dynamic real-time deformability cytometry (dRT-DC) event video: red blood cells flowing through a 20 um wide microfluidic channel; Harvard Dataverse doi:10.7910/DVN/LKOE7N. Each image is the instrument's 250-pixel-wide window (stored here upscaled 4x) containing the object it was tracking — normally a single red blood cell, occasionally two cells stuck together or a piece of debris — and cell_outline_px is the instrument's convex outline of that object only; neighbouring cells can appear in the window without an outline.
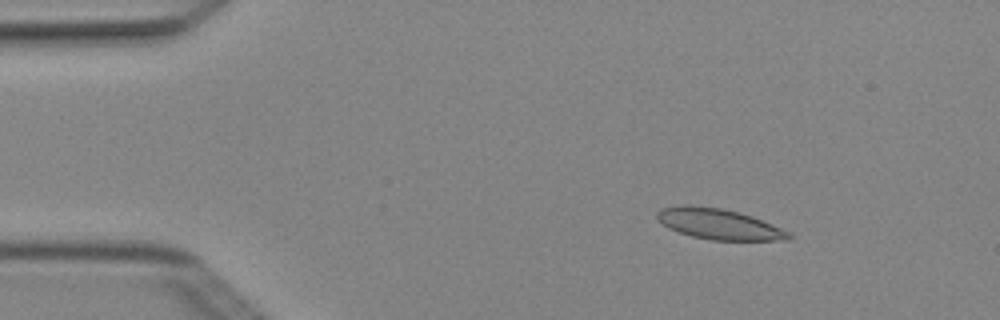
{"species": "Egyptian fruit bat (a non-hibernating species)", "species_latin": "Rousettus aegyptiacus", "temperature_condition": "cold", "stored_images_in_passage": 4, "camera_frame_rate_fps": 3000, "um_per_image_px": 0.085, "animal": {"sex": "female"}, "frame": {"image": 1, "passage_image": 2, "time_ms": 0.333, "image_size_px": [1000, 320], "cell_outline_px": [[792, 240], [712, 240], [692, 236], [668, 228], [656, 220], [656, 212], [660, 208], [680, 204], [692, 204], [720, 208], [740, 212], [752, 216], [792, 232]], "centroid_in_image_um": [61.09, 19.03], "position_along_channel_um": 23.9, "area_um2": 23.93}}